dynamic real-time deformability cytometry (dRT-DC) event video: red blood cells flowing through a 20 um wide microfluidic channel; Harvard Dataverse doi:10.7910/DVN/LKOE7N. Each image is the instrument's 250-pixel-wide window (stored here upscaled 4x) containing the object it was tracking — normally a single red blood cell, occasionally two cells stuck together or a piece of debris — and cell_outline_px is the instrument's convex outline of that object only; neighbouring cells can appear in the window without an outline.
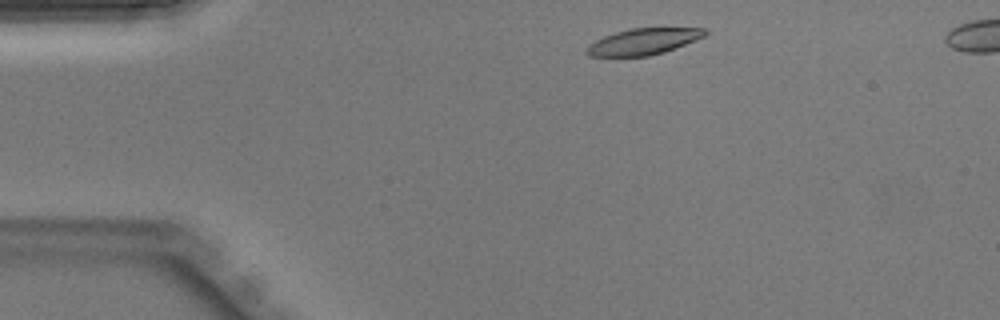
{"species": "Egyptian fruit bat (a non-hibernating species)", "species_latin": "Rousettus aegyptiacus", "temperature_condition": "warm", "stored_images_in_passage": 7, "camera_frame_rate_fps": 3000, "um_per_image_px": 0.085, "animal": {"sex": "male"}, "frame": {"image": 1, "passage_image": 2, "time_ms": 0.333, "image_size_px": [1000, 320], "cell_outline_px": [[708, 32], [704, 36], [696, 40], [664, 52], [648, 56], [588, 56], [584, 52], [588, 44], [604, 36], [628, 28], [704, 28]], "centroid_in_image_um": [54.65, 3.53], "position_along_channel_um": 30.3, "area_um2": 18.09}}